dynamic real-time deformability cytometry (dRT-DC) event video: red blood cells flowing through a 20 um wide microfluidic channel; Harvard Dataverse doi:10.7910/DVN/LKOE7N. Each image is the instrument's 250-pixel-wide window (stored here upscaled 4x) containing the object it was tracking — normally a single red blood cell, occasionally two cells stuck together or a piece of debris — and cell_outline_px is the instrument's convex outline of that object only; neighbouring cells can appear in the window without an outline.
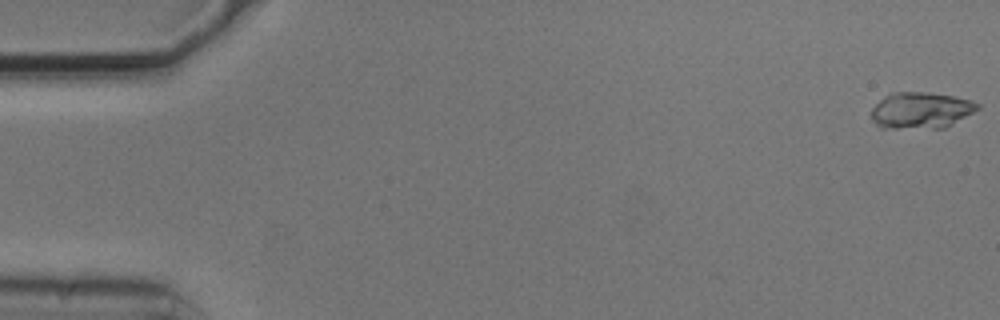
{"species": "common noctule bat (a hibernating species)", "species_latin": "Nyctalus noctula", "temperature_condition": "cold", "stored_images_in_passage": 5, "camera_frame_rate_fps": 3000, "um_per_image_px": 0.085, "animal": {"sex": "male", "body_mass_g": 20.5, "forearm_length_mm": 52.5}, "frame": {"image": 1, "passage_image": 1, "time_ms": 0.0, "image_size_px": [1000, 320], "cell_outline_px": [[980, 108], [952, 124], [944, 128], [880, 128], [872, 120], [872, 108], [884, 96], [892, 92], [928, 92], [952, 96], [972, 100], [980, 104]], "centroid_in_image_um": [78.27, 9.37], "position_along_channel_um": 6.7, "area_um2": 22.54}}
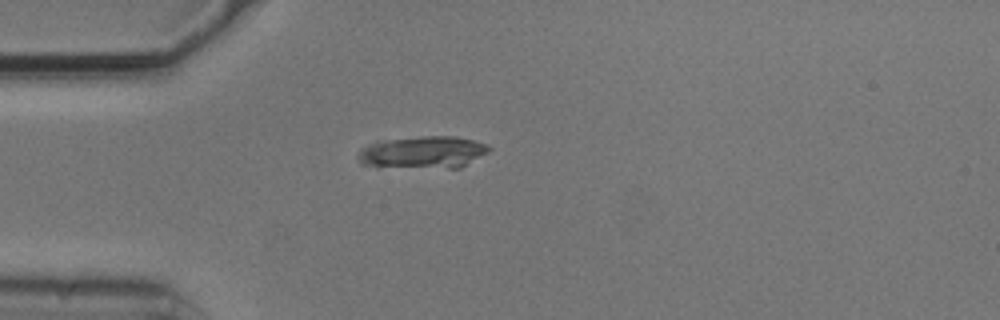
{"frame": {"image": 2, "passage_image": 5, "time_ms": 1.333, "image_size_px": [1000, 320], "cell_outline_px": [[492, 148], [488, 152], [460, 168], [448, 168], [360, 164], [356, 156], [360, 148], [376, 140], [420, 136], [456, 136], [488, 144]], "centroid_in_image_um": [35.95, 12.91], "position_along_channel_um": 49.1, "area_um2": 24.57}}